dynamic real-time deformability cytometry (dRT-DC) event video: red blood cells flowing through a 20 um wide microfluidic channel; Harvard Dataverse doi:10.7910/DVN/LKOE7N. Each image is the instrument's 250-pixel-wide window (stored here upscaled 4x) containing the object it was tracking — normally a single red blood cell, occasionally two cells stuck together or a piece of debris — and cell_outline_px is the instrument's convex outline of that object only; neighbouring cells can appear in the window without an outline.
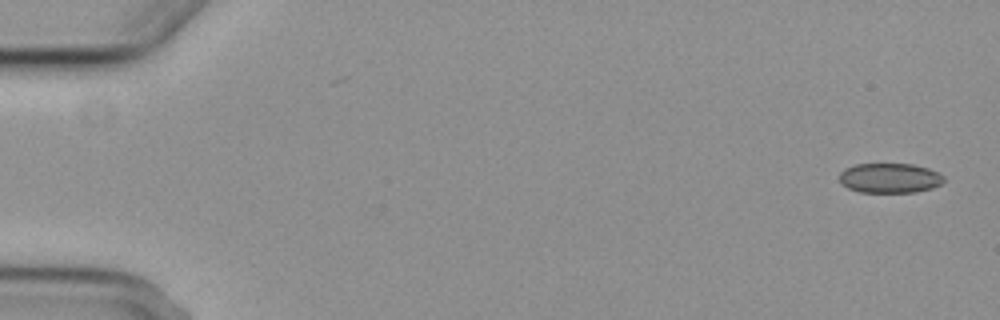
{"species": "common noctule bat (a hibernating species)", "species_latin": "Nyctalus noctula", "temperature_condition": "cold", "stored_images_in_passage": 2, "camera_frame_rate_fps": 3000, "um_per_image_px": 0.085, "animal": {"sex": "female", "body_mass_g": 29.2, "forearm_length_mm": 56.3}, "frame": {"image": 1, "passage_image": 2, "time_ms": 1.0, "image_size_px": [1000, 320], "cell_outline_px": [[944, 180], [940, 184], [932, 188], [916, 192], [860, 192], [848, 188], [840, 180], [840, 172], [844, 168], [856, 164], [912, 164], [928, 168], [944, 176]], "centroid_in_image_um": [75.63, 15.13], "position_along_channel_um": 9.4, "area_um2": 18.03}}